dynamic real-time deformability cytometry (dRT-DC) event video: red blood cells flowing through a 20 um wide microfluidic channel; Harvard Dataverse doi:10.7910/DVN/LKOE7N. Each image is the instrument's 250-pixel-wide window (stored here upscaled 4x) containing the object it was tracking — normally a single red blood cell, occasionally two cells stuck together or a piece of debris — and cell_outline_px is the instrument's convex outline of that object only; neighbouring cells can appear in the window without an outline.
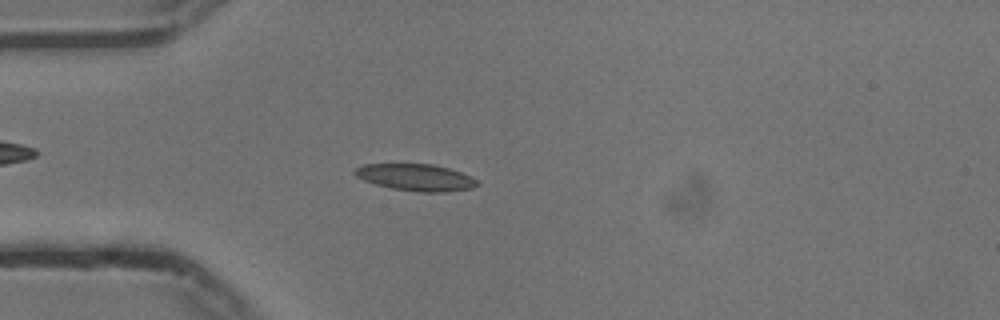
{"species": "common noctule bat (a hibernating species)", "species_latin": "Nyctalus noctula", "temperature_condition": "cold", "stored_images_in_passage": 55, "camera_frame_rate_fps": 3000, "um_per_image_px": 0.085, "animal": {"sex": "male", "body_mass_g": 13.3}, "frame": {"image": 1, "passage_image": 15, "time_ms": 4.667, "image_size_px": [1000, 320], "cell_outline_px": [[480, 184], [472, 188], [444, 192], [424, 192], [392, 188], [376, 184], [364, 180], [356, 176], [352, 172], [356, 168], [364, 164], [432, 164], [448, 168], [460, 172], [476, 180]], "centroid_in_image_um": [35.33, 15.07], "position_along_channel_um": 49.7, "area_um2": 18.84}}
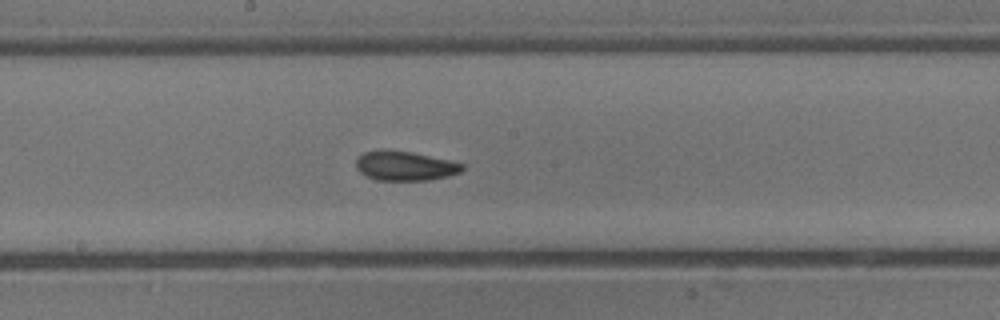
{"frame": {"image": 2, "passage_image": 29, "time_ms": 9.333, "image_size_px": [1000, 320], "cell_outline_px": [[464, 168], [460, 172], [448, 176], [428, 180], [376, 180], [360, 172], [356, 168], [356, 160], [364, 152], [384, 148], [408, 152], [448, 160], [464, 164]], "centroid_in_image_um": [34.39, 14.09], "position_along_channel_um": 213.8, "area_um2": 18.09}}
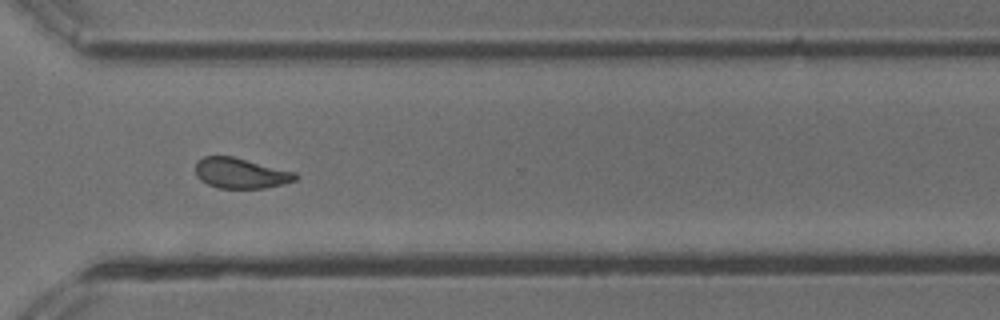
{"frame": {"image": 3, "passage_image": 40, "time_ms": 13.0, "image_size_px": [1000, 320], "cell_outline_px": [[300, 176], [296, 180], [284, 184], [264, 188], [220, 188], [208, 184], [200, 180], [196, 176], [196, 160], [204, 156], [232, 156], [296, 172]], "centroid_in_image_um": [20.47, 14.72], "position_along_channel_um": 350.1, "area_um2": 17.8}, "authors_computed_cell_mechanics": {"area_um2": 18.3226, "velocity_mm_per_s": 3.7294, "shape_relaxation_time_tau1_ms": 6.8885, "shape_relaxation_time_tau2_ms": 3.2436, "deformation_change_tau1": 0.1213, "deformation_change_tau2": 0.0921}}